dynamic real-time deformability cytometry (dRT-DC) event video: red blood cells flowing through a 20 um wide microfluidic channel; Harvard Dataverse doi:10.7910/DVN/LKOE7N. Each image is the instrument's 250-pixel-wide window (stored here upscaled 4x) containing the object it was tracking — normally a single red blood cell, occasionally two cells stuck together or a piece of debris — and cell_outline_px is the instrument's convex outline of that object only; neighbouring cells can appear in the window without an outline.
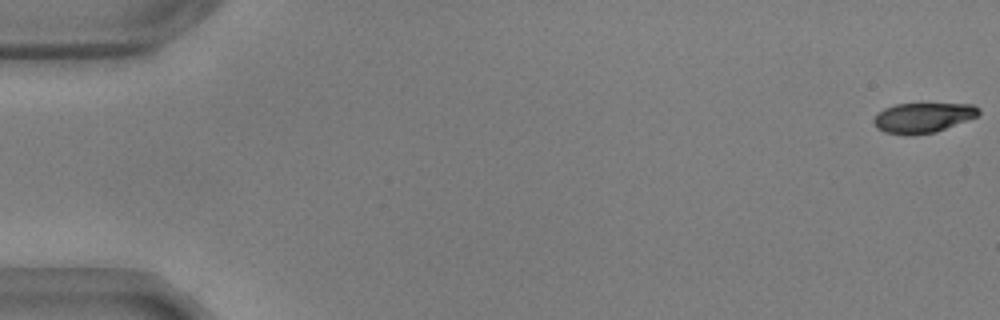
{"species": "common noctule bat (a hibernating species)", "species_latin": "Nyctalus noctula", "temperature_condition": "warm", "stored_images_in_passage": 55, "camera_frame_rate_fps": 3000, "um_per_image_px": 0.085, "animal": {"sex": "male", "body_mass_g": 17.9, "forearm_length_mm": 54.2}, "frame": {"image": 1, "passage_image": 1, "time_ms": 0.0, "image_size_px": [1000, 320], "cell_outline_px": [[980, 112], [976, 116], [936, 132], [884, 132], [876, 128], [872, 120], [884, 108], [896, 104], [972, 104], [980, 108]], "centroid_in_image_um": [78.46, 9.96], "position_along_channel_um": 6.5, "area_um2": 17.51}}
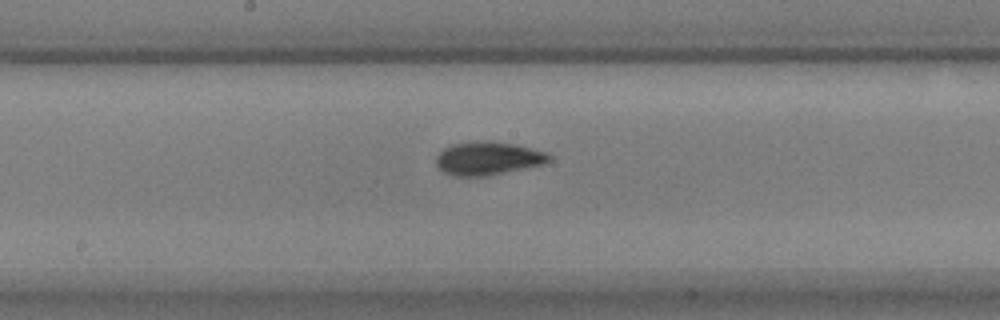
{"frame": {"image": 2, "passage_image": 30, "time_ms": 9.667, "image_size_px": [1000, 320], "cell_outline_px": [[552, 160], [544, 164], [484, 176], [456, 176], [444, 172], [436, 164], [436, 156], [444, 148], [452, 144], [476, 140], [488, 140], [512, 144], [532, 148], [548, 152], [552, 156]], "centroid_in_image_um": [41.49, 13.44], "position_along_channel_um": 206.7, "area_um2": 21.96}}
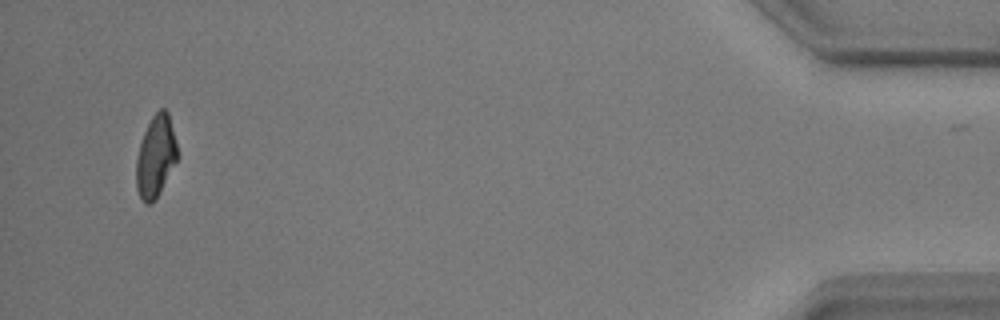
{"frame": {"image": 3, "passage_image": 54, "time_ms": 17.667, "image_size_px": [1000, 320], "cell_outline_px": [[180, 156], [156, 196], [148, 204], [144, 204], [136, 188], [136, 160], [140, 144], [144, 132], [152, 116], [160, 108], [164, 108], [168, 112]], "centroid_in_image_um": [13.24, 13.26], "position_along_channel_um": 422.0, "area_um2": 19.36}, "authors_computed_cell_mechanics": {"area_um2": 20.5768, "velocity_mm_per_s": 3.6435, "shape_relaxation_time_tau1_ms": 3.2999, "shape_relaxation_time_tau2_ms": 2.2871, "deformation_change_tau1": 0.1495, "deformation_change_tau2": 0.0705}}